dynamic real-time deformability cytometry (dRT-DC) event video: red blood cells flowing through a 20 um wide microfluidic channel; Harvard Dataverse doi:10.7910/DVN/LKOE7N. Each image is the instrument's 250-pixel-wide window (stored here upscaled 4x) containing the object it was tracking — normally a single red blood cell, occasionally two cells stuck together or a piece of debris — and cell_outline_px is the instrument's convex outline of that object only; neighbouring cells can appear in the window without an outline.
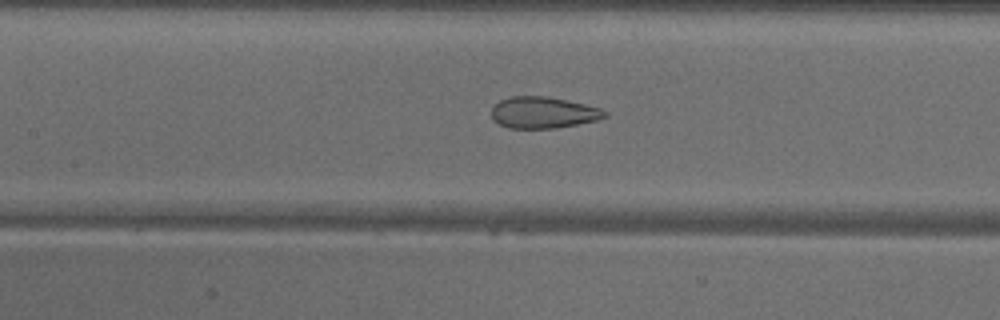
{"species": "common noctule bat (a hibernating species)", "species_latin": "Nyctalus noctula", "temperature_condition": "warm", "stored_images_in_passage": 48, "camera_frame_rate_fps": 3000, "um_per_image_px": 0.085, "animal": {"sex": "male", "body_mass_g": 18.8}, "frame": {"image": 1, "passage_image": 21, "time_ms": 6.667, "image_size_px": [1000, 320], "cell_outline_px": [[608, 116], [600, 120], [556, 128], [508, 128], [492, 120], [492, 108], [500, 100], [512, 96], [548, 96], [584, 104], [600, 108], [608, 112]], "centroid_in_image_um": [46.2, 9.57], "position_along_channel_um": 161.2, "area_um2": 20.87}}
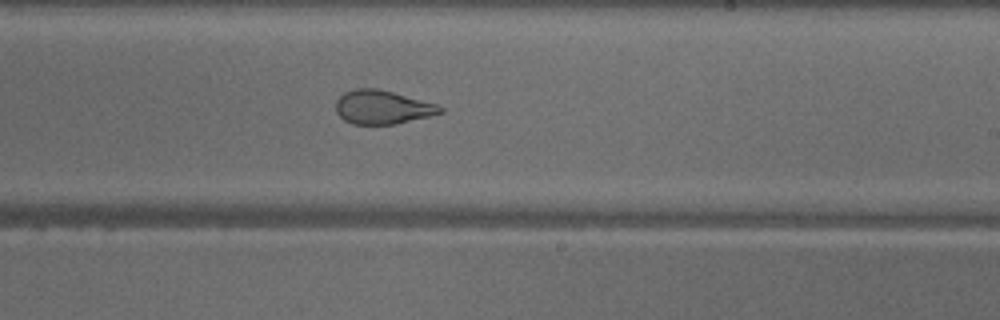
{"frame": {"image": 2, "passage_image": 28, "time_ms": 9.0, "image_size_px": [1000, 320], "cell_outline_px": [[444, 112], [396, 124], [352, 124], [344, 120], [336, 112], [336, 100], [344, 92], [356, 88], [376, 88], [392, 92], [436, 104], [444, 108]], "centroid_in_image_um": [32.47, 9.11], "position_along_channel_um": 256.5, "area_um2": 20.35}}
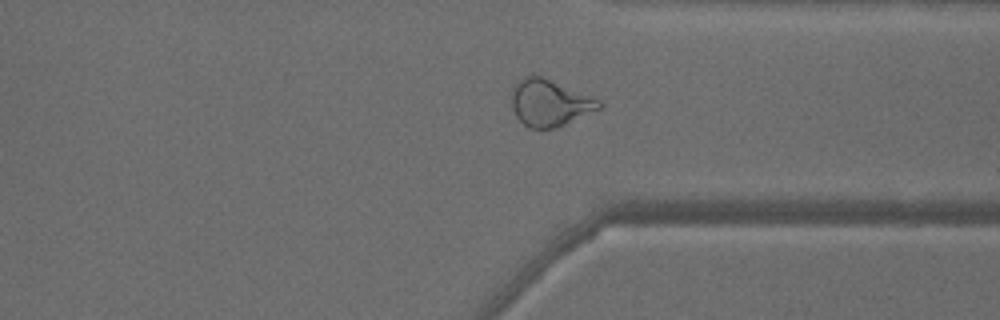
{"frame": {"image": 3, "passage_image": 36, "time_ms": 11.667, "image_size_px": [1000, 320], "cell_outline_px": [[604, 104], [600, 108], [556, 128], [528, 128], [516, 116], [512, 108], [512, 88], [516, 80], [524, 76], [540, 76], [592, 96], [600, 100]], "centroid_in_image_um": [46.7, 8.74], "position_along_channel_um": 364.7, "area_um2": 23.64}, "authors_computed_cell_mechanics": {"area_um2": 25.8944, "velocity_mm_per_s": 4.0962, "shape_relaxation_time_tau1_ms": null, "shape_relaxation_time_tau2_ms": 1.2156, "deformation_change_tau1": null, "deformation_change_tau2": 0.0755}}